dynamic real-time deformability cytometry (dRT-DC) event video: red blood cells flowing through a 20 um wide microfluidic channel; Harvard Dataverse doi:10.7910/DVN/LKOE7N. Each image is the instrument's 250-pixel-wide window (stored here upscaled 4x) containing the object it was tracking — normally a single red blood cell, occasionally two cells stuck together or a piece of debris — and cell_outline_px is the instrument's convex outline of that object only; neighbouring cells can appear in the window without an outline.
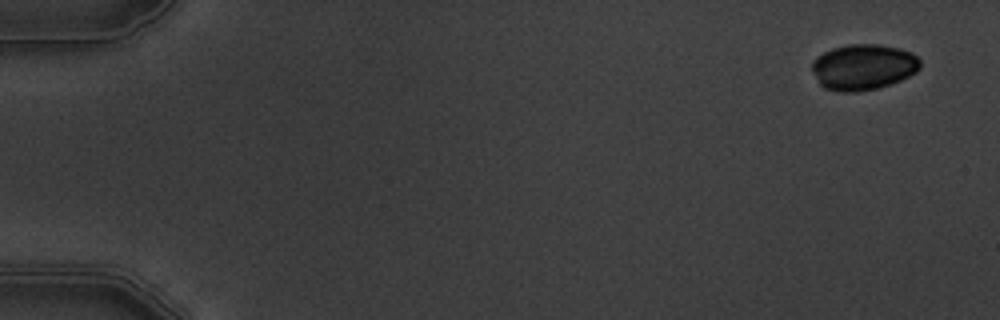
{"species": "common noctule bat (a hibernating species)", "species_latin": "Nyctalus noctula", "temperature_condition": "warm", "stored_images_in_passage": 15, "camera_frame_rate_fps": 3000, "um_per_image_px": 0.085, "animal": {"sex": "male", "body_mass_g": 19.5, "forearm_length_mm": 54.6}, "frame": {"image": 1, "passage_image": 1, "time_ms": 0.0, "image_size_px": [1000, 320], "cell_outline_px": [[920, 68], [916, 72], [900, 80], [876, 88], [856, 92], [840, 92], [824, 88], [820, 84], [812, 72], [812, 60], [816, 56], [832, 48], [848, 44], [876, 44], [896, 48], [912, 52], [920, 60]], "centroid_in_image_um": [73.34, 5.69], "position_along_channel_um": 11.7, "area_um2": 28.84}}
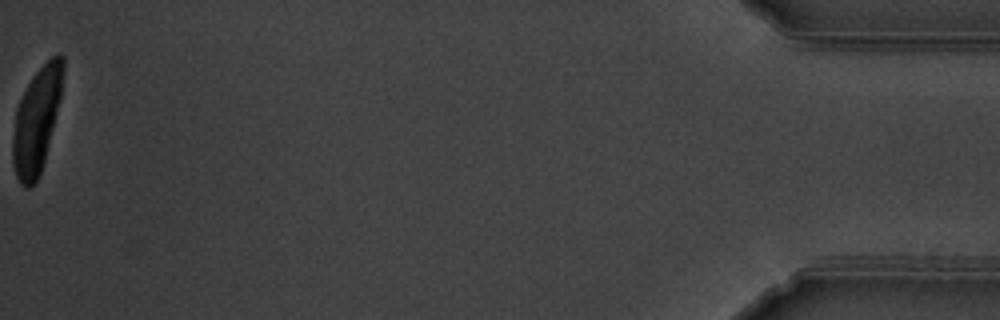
{"frame": {"image": 2, "passage_image": 15, "time_ms": 17.667, "image_size_px": [1000, 320], "cell_outline_px": [[64, 72], [60, 96], [44, 164], [40, 176], [28, 188], [24, 188], [20, 184], [16, 176], [12, 164], [12, 140], [16, 108], [28, 84], [36, 72], [56, 52], [60, 52], [64, 56]], "centroid_in_image_um": [3.11, 10.24], "position_along_channel_um": 432.1, "area_um2": 30.63}}